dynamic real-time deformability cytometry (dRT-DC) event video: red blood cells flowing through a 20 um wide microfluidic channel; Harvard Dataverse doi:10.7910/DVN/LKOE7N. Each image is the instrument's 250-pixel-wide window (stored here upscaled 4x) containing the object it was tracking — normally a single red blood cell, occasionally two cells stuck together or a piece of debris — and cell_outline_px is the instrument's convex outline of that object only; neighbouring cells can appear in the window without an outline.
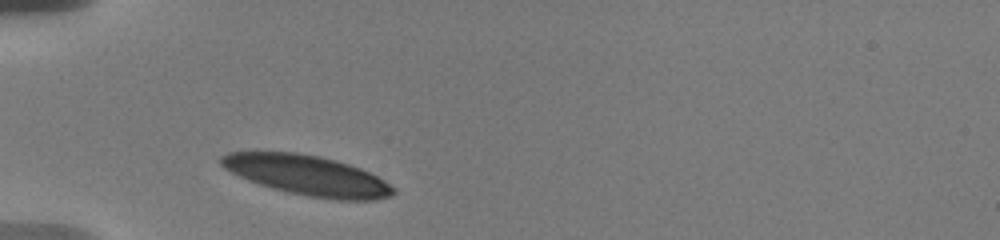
{"species": "human", "species_latin": "Homo sapiens", "temperature_condition": "warm", "stored_images_in_passage": 2, "camera_frame_rate_fps": 3000, "um_per_image_px": 0.085, "donor": {"sex": "male"}, "frame": {"image": 1, "passage_image": 1, "time_ms": 0.0, "image_size_px": [1000, 240], "cell_outline_px": [[396, 192], [388, 196], [376, 200], [336, 200], [308, 196], [288, 192], [272, 188], [248, 180], [224, 168], [220, 164], [220, 156], [228, 152], [296, 152], [320, 156], [336, 160], [360, 168], [384, 180], [396, 188]], "centroid_in_image_um": [26.13, 14.9], "position_along_channel_um": 58.9, "area_um2": 40.0}}